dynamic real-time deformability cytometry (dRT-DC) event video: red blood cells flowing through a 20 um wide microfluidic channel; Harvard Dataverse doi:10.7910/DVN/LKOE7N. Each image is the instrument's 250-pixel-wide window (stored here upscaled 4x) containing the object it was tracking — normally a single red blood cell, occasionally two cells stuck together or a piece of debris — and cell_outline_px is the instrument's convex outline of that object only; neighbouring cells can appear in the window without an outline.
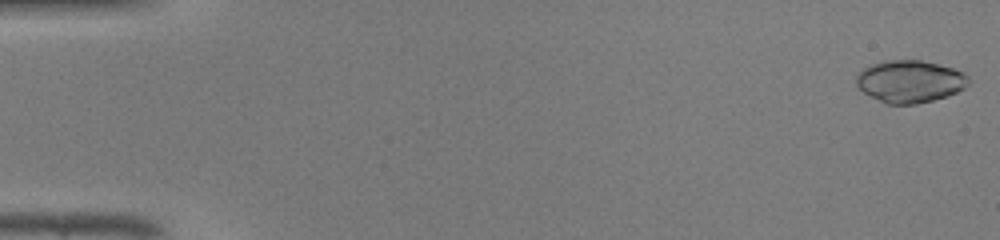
{"species": "common noctule bat (a hibernating species)", "species_latin": "Nyctalus noctula", "temperature_condition": "warm", "stored_images_in_passage": 47, "camera_frame_rate_fps": 3000, "um_per_image_px": 0.085, "animal": {"sex": "male", "body_mass_g": 19.0, "forearm_length_mm": 50.8}, "frame": {"image": 1, "passage_image": 1, "time_ms": 0.0, "image_size_px": [1000, 240], "cell_outline_px": [[968, 84], [964, 88], [948, 96], [916, 104], [884, 104], [864, 92], [856, 84], [856, 76], [864, 68], [872, 64], [884, 60], [920, 60], [940, 64], [964, 72], [968, 76]], "centroid_in_image_um": [77.34, 6.92], "position_along_channel_um": 7.7, "area_um2": 27.69}}
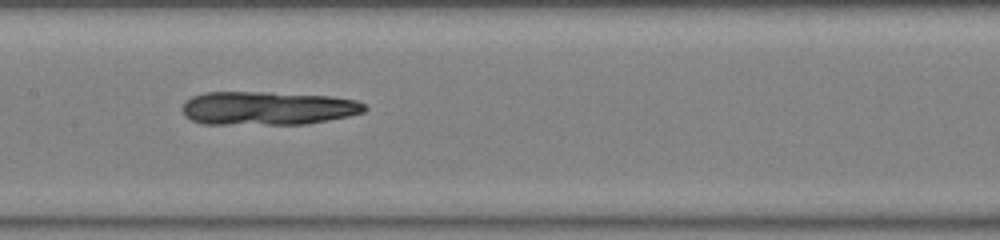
{"frame": {"image": 2, "passage_image": 24, "time_ms": 7.667, "image_size_px": [1000, 240], "cell_outline_px": [[368, 108], [364, 112], [348, 116], [304, 124], [204, 124], [192, 120], [184, 116], [184, 104], [192, 96], [204, 92], [268, 92], [332, 96], [356, 100], [364, 104]], "centroid_in_image_um": [22.76, 9.19], "position_along_channel_um": 184.6, "area_um2": 35.6}}
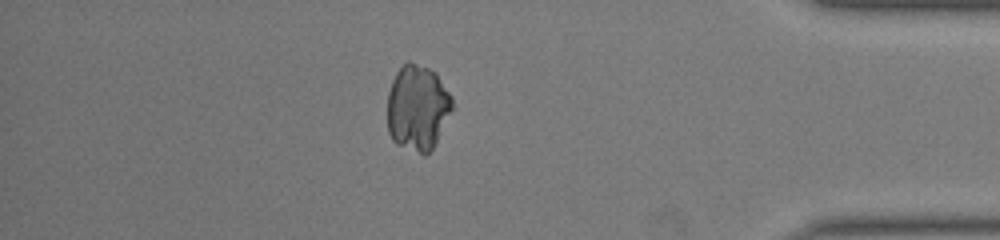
{"frame": {"image": 3, "passage_image": 41, "time_ms": 13.333, "image_size_px": [1000, 240], "cell_outline_px": [[452, 108], [432, 148], [424, 156], [396, 144], [392, 140], [388, 132], [388, 92], [392, 80], [396, 72], [408, 60], [428, 68], [436, 72], [452, 96]], "centroid_in_image_um": [35.47, 9.14], "position_along_channel_um": 399.7, "area_um2": 32.25}}